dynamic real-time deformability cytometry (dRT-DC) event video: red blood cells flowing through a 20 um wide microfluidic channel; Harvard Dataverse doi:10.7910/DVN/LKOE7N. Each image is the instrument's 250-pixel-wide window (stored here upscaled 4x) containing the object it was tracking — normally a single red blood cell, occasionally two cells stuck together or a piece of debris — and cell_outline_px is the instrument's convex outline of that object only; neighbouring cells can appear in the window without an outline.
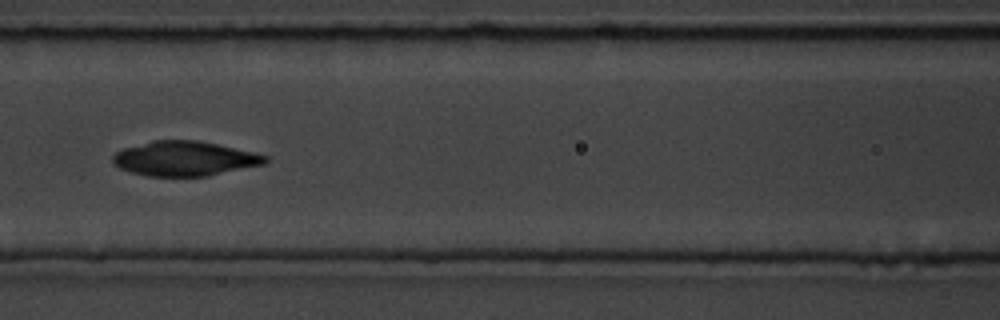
{"species": "common noctule bat (a hibernating species)", "species_latin": "Nyctalus noctula", "temperature_condition": "room temperature", "stored_images_in_passage": 11, "camera_frame_rate_fps": 3000, "um_per_image_px": 0.085, "animal": {"sex": "male", "body_mass_g": 19.5, "forearm_length_mm": 54.6}, "frame": {"image": 1, "passage_image": 7, "time_ms": 2.0, "image_size_px": [1000, 320], "cell_outline_px": [[268, 160], [264, 164], [208, 176], [148, 176], [132, 172], [120, 168], [112, 164], [112, 156], [116, 152], [124, 148], [152, 140], [196, 140], [256, 152], [268, 156]], "centroid_in_image_um": [15.69, 13.48], "position_along_channel_um": 150.9, "area_um2": 30.81}}
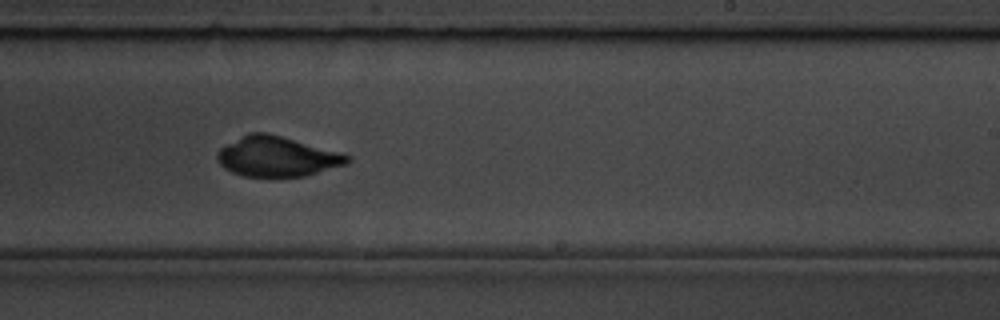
{"frame": {"image": 2, "passage_image": 10, "time_ms": 3.0, "image_size_px": [1000, 320], "cell_outline_px": [[352, 160], [348, 164], [304, 176], [244, 176], [232, 172], [224, 168], [216, 160], [216, 152], [220, 148], [248, 132], [268, 132], [340, 152], [352, 156]], "centroid_in_image_um": [23.55, 13.29], "position_along_channel_um": 265.4, "area_um2": 30.46}}
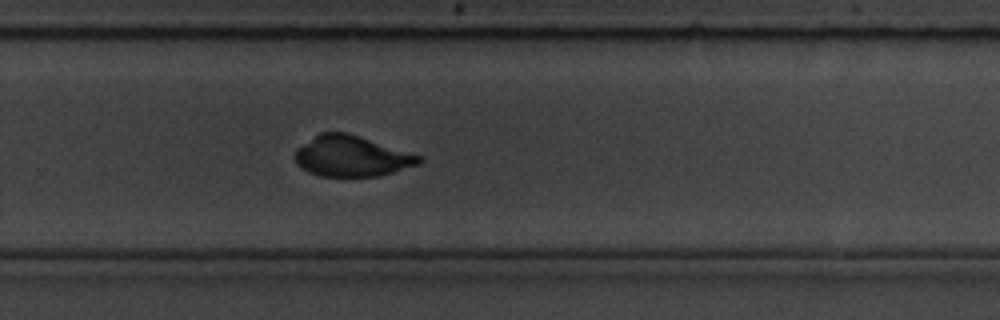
{"frame": {"image": 3, "passage_image": 11, "time_ms": 3.333, "image_size_px": [1000, 320], "cell_outline_px": [[424, 160], [420, 164], [380, 176], [320, 176], [308, 172], [296, 164], [296, 148], [320, 132], [348, 132], [420, 156]], "centroid_in_image_um": [29.87, 13.28], "position_along_channel_um": 299.9, "area_um2": 29.3}}